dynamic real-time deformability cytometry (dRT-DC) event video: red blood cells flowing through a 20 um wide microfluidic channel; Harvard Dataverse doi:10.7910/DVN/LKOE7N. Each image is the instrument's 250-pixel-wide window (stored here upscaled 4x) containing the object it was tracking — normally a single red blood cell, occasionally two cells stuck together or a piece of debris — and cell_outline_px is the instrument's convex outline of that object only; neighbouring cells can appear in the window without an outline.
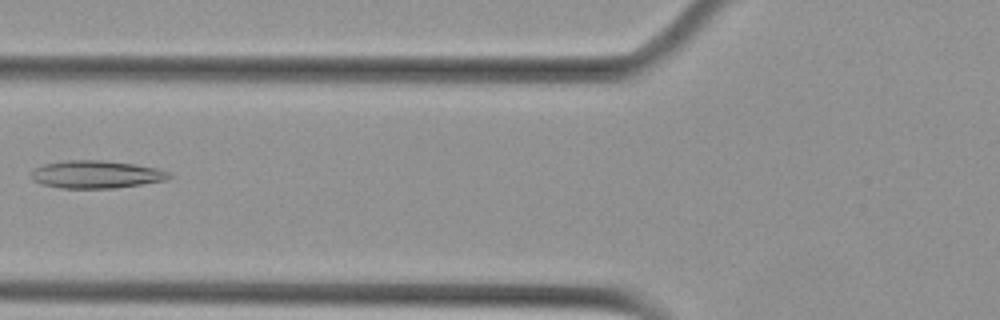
{"species": "Egyptian fruit bat (a non-hibernating species)", "species_latin": "Rousettus aegyptiacus", "temperature_condition": "cold", "stored_images_in_passage": 6, "camera_frame_rate_fps": 3000, "um_per_image_px": 0.085, "animal": {"sex": "female"}, "frame": {"image": 1, "passage_image": 5, "time_ms": 1.333, "image_size_px": [1000, 320], "cell_outline_px": [[172, 176], [168, 180], [116, 188], [60, 188], [44, 184], [32, 180], [28, 176], [32, 168], [44, 164], [64, 160], [104, 160], [136, 164], [156, 168], [172, 172]], "centroid_in_image_um": [8.17, 14.82], "position_along_channel_um": 117.6, "area_um2": 22.66}}
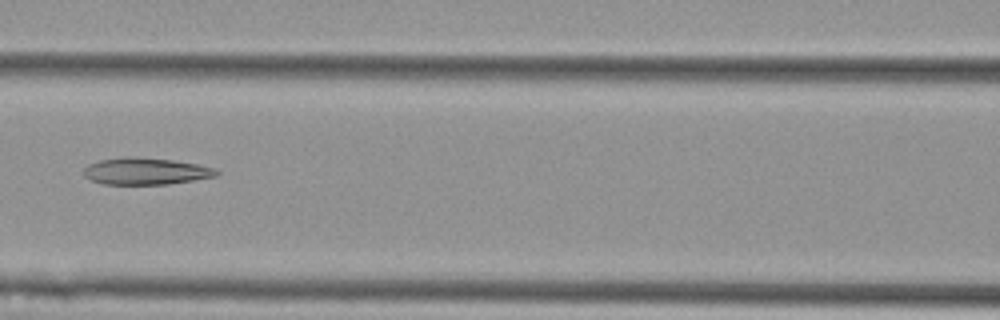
{"frame": {"image": 2, "passage_image": 6, "time_ms": 1.667, "image_size_px": [1000, 320], "cell_outline_px": [[220, 172], [216, 176], [168, 184], [104, 184], [92, 180], [84, 176], [84, 168], [88, 164], [100, 160], [128, 156], [172, 160], [196, 164], [216, 168]], "centroid_in_image_um": [12.38, 14.55], "position_along_channel_um": 154.2, "area_um2": 20.58}}